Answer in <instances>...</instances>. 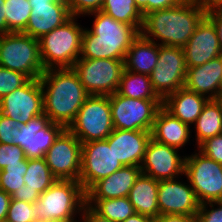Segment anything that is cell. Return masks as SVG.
I'll return each mask as SVG.
<instances>
[{"instance_id":"7c38bea8","label":"cell","mask_w":222,"mask_h":222,"mask_svg":"<svg viewBox=\"0 0 222 222\" xmlns=\"http://www.w3.org/2000/svg\"><path fill=\"white\" fill-rule=\"evenodd\" d=\"M82 143L69 130L64 129L45 154L52 174L61 180H79Z\"/></svg>"},{"instance_id":"f546056e","label":"cell","mask_w":222,"mask_h":222,"mask_svg":"<svg viewBox=\"0 0 222 222\" xmlns=\"http://www.w3.org/2000/svg\"><path fill=\"white\" fill-rule=\"evenodd\" d=\"M101 11L113 19L135 27L139 32L143 25V15L134 0H104Z\"/></svg>"},{"instance_id":"db71d44e","label":"cell","mask_w":222,"mask_h":222,"mask_svg":"<svg viewBox=\"0 0 222 222\" xmlns=\"http://www.w3.org/2000/svg\"><path fill=\"white\" fill-rule=\"evenodd\" d=\"M34 222H47V221H40V220H36V221H34Z\"/></svg>"},{"instance_id":"7a4b0ae2","label":"cell","mask_w":222,"mask_h":222,"mask_svg":"<svg viewBox=\"0 0 222 222\" xmlns=\"http://www.w3.org/2000/svg\"><path fill=\"white\" fill-rule=\"evenodd\" d=\"M44 114L65 129L74 122L79 109L90 96L73 68L46 69L39 78Z\"/></svg>"},{"instance_id":"f907efd6","label":"cell","mask_w":222,"mask_h":222,"mask_svg":"<svg viewBox=\"0 0 222 222\" xmlns=\"http://www.w3.org/2000/svg\"><path fill=\"white\" fill-rule=\"evenodd\" d=\"M57 1H58V0H29L31 6H32L33 4L54 3V2H57Z\"/></svg>"},{"instance_id":"7402d4cb","label":"cell","mask_w":222,"mask_h":222,"mask_svg":"<svg viewBox=\"0 0 222 222\" xmlns=\"http://www.w3.org/2000/svg\"><path fill=\"white\" fill-rule=\"evenodd\" d=\"M139 166H123L111 175L94 183L85 193L86 199H113L128 197L137 177Z\"/></svg>"},{"instance_id":"e0dca14e","label":"cell","mask_w":222,"mask_h":222,"mask_svg":"<svg viewBox=\"0 0 222 222\" xmlns=\"http://www.w3.org/2000/svg\"><path fill=\"white\" fill-rule=\"evenodd\" d=\"M177 179L160 180L158 186V208L160 215L179 214L196 216L200 209L195 191L190 184Z\"/></svg>"},{"instance_id":"d590c367","label":"cell","mask_w":222,"mask_h":222,"mask_svg":"<svg viewBox=\"0 0 222 222\" xmlns=\"http://www.w3.org/2000/svg\"><path fill=\"white\" fill-rule=\"evenodd\" d=\"M27 158L17 145L0 143V170L7 165L21 164Z\"/></svg>"},{"instance_id":"1f68e13d","label":"cell","mask_w":222,"mask_h":222,"mask_svg":"<svg viewBox=\"0 0 222 222\" xmlns=\"http://www.w3.org/2000/svg\"><path fill=\"white\" fill-rule=\"evenodd\" d=\"M4 5L7 33L24 32L32 10L29 0H5Z\"/></svg>"},{"instance_id":"5bb4252c","label":"cell","mask_w":222,"mask_h":222,"mask_svg":"<svg viewBox=\"0 0 222 222\" xmlns=\"http://www.w3.org/2000/svg\"><path fill=\"white\" fill-rule=\"evenodd\" d=\"M113 147L106 140L82 143L79 182L86 192L94 183L122 168Z\"/></svg>"},{"instance_id":"bcb514c9","label":"cell","mask_w":222,"mask_h":222,"mask_svg":"<svg viewBox=\"0 0 222 222\" xmlns=\"http://www.w3.org/2000/svg\"><path fill=\"white\" fill-rule=\"evenodd\" d=\"M11 199L9 194L0 189V221L6 220Z\"/></svg>"},{"instance_id":"603a6c76","label":"cell","mask_w":222,"mask_h":222,"mask_svg":"<svg viewBox=\"0 0 222 222\" xmlns=\"http://www.w3.org/2000/svg\"><path fill=\"white\" fill-rule=\"evenodd\" d=\"M208 100L207 96L181 87L176 92L167 95L162 100V106L181 122L190 126L195 124Z\"/></svg>"},{"instance_id":"836d02e7","label":"cell","mask_w":222,"mask_h":222,"mask_svg":"<svg viewBox=\"0 0 222 222\" xmlns=\"http://www.w3.org/2000/svg\"><path fill=\"white\" fill-rule=\"evenodd\" d=\"M8 222H34L35 203L11 199L6 217Z\"/></svg>"},{"instance_id":"681fc988","label":"cell","mask_w":222,"mask_h":222,"mask_svg":"<svg viewBox=\"0 0 222 222\" xmlns=\"http://www.w3.org/2000/svg\"><path fill=\"white\" fill-rule=\"evenodd\" d=\"M199 1L202 2L207 9L211 7L222 6V0H199Z\"/></svg>"},{"instance_id":"74e56055","label":"cell","mask_w":222,"mask_h":222,"mask_svg":"<svg viewBox=\"0 0 222 222\" xmlns=\"http://www.w3.org/2000/svg\"><path fill=\"white\" fill-rule=\"evenodd\" d=\"M207 205L211 207L210 210ZM196 222H222V200L201 203L196 215Z\"/></svg>"},{"instance_id":"6da1fadb","label":"cell","mask_w":222,"mask_h":222,"mask_svg":"<svg viewBox=\"0 0 222 222\" xmlns=\"http://www.w3.org/2000/svg\"><path fill=\"white\" fill-rule=\"evenodd\" d=\"M206 10L199 0H184L176 6L148 12L143 16L140 34L148 40L161 41L159 45L184 47Z\"/></svg>"},{"instance_id":"f35d334b","label":"cell","mask_w":222,"mask_h":222,"mask_svg":"<svg viewBox=\"0 0 222 222\" xmlns=\"http://www.w3.org/2000/svg\"><path fill=\"white\" fill-rule=\"evenodd\" d=\"M197 148L206 157L222 164V134L205 140Z\"/></svg>"},{"instance_id":"8d00e7d4","label":"cell","mask_w":222,"mask_h":222,"mask_svg":"<svg viewBox=\"0 0 222 222\" xmlns=\"http://www.w3.org/2000/svg\"><path fill=\"white\" fill-rule=\"evenodd\" d=\"M71 16L90 15V13L100 11L104 0H67ZM79 15V16H78Z\"/></svg>"},{"instance_id":"3957f363","label":"cell","mask_w":222,"mask_h":222,"mask_svg":"<svg viewBox=\"0 0 222 222\" xmlns=\"http://www.w3.org/2000/svg\"><path fill=\"white\" fill-rule=\"evenodd\" d=\"M90 14H93L95 19L92 29L83 30L79 58L124 61L128 49L140 32L101 10Z\"/></svg>"},{"instance_id":"44dd1931","label":"cell","mask_w":222,"mask_h":222,"mask_svg":"<svg viewBox=\"0 0 222 222\" xmlns=\"http://www.w3.org/2000/svg\"><path fill=\"white\" fill-rule=\"evenodd\" d=\"M222 55L203 65L187 68L184 87L209 99H220Z\"/></svg>"},{"instance_id":"4316f807","label":"cell","mask_w":222,"mask_h":222,"mask_svg":"<svg viewBox=\"0 0 222 222\" xmlns=\"http://www.w3.org/2000/svg\"><path fill=\"white\" fill-rule=\"evenodd\" d=\"M195 126L197 146L209 138L222 134V100L209 99L203 106Z\"/></svg>"},{"instance_id":"f1b7e54d","label":"cell","mask_w":222,"mask_h":222,"mask_svg":"<svg viewBox=\"0 0 222 222\" xmlns=\"http://www.w3.org/2000/svg\"><path fill=\"white\" fill-rule=\"evenodd\" d=\"M86 204L100 216L113 222H122L136 213L128 197L86 199Z\"/></svg>"},{"instance_id":"277c9868","label":"cell","mask_w":222,"mask_h":222,"mask_svg":"<svg viewBox=\"0 0 222 222\" xmlns=\"http://www.w3.org/2000/svg\"><path fill=\"white\" fill-rule=\"evenodd\" d=\"M86 193L79 181L57 179L35 202V218L47 222H77Z\"/></svg>"},{"instance_id":"ab89813d","label":"cell","mask_w":222,"mask_h":222,"mask_svg":"<svg viewBox=\"0 0 222 222\" xmlns=\"http://www.w3.org/2000/svg\"><path fill=\"white\" fill-rule=\"evenodd\" d=\"M19 127L17 121L0 113V143L13 144V137Z\"/></svg>"},{"instance_id":"484cf974","label":"cell","mask_w":222,"mask_h":222,"mask_svg":"<svg viewBox=\"0 0 222 222\" xmlns=\"http://www.w3.org/2000/svg\"><path fill=\"white\" fill-rule=\"evenodd\" d=\"M159 56V43L143 37L141 34L132 42L125 59V70L150 75Z\"/></svg>"},{"instance_id":"816d5d0a","label":"cell","mask_w":222,"mask_h":222,"mask_svg":"<svg viewBox=\"0 0 222 222\" xmlns=\"http://www.w3.org/2000/svg\"><path fill=\"white\" fill-rule=\"evenodd\" d=\"M220 99L222 100V82H221V86H220Z\"/></svg>"},{"instance_id":"ee69618b","label":"cell","mask_w":222,"mask_h":222,"mask_svg":"<svg viewBox=\"0 0 222 222\" xmlns=\"http://www.w3.org/2000/svg\"><path fill=\"white\" fill-rule=\"evenodd\" d=\"M83 212V213H82ZM81 222H113L107 218L100 216L89 205L85 204L82 209Z\"/></svg>"},{"instance_id":"8992f818","label":"cell","mask_w":222,"mask_h":222,"mask_svg":"<svg viewBox=\"0 0 222 222\" xmlns=\"http://www.w3.org/2000/svg\"><path fill=\"white\" fill-rule=\"evenodd\" d=\"M0 66L39 79L45 71L39 40L23 32L4 34L0 41Z\"/></svg>"},{"instance_id":"ffe728a7","label":"cell","mask_w":222,"mask_h":222,"mask_svg":"<svg viewBox=\"0 0 222 222\" xmlns=\"http://www.w3.org/2000/svg\"><path fill=\"white\" fill-rule=\"evenodd\" d=\"M31 8L30 18L23 33L36 39L61 26L71 17L67 0L33 4Z\"/></svg>"},{"instance_id":"ba28073f","label":"cell","mask_w":222,"mask_h":222,"mask_svg":"<svg viewBox=\"0 0 222 222\" xmlns=\"http://www.w3.org/2000/svg\"><path fill=\"white\" fill-rule=\"evenodd\" d=\"M89 95L109 96L117 92L125 70L124 61L79 58L72 67Z\"/></svg>"},{"instance_id":"30bf717a","label":"cell","mask_w":222,"mask_h":222,"mask_svg":"<svg viewBox=\"0 0 222 222\" xmlns=\"http://www.w3.org/2000/svg\"><path fill=\"white\" fill-rule=\"evenodd\" d=\"M184 174L200 203L222 200V164L201 152L185 156Z\"/></svg>"},{"instance_id":"d6a6232c","label":"cell","mask_w":222,"mask_h":222,"mask_svg":"<svg viewBox=\"0 0 222 222\" xmlns=\"http://www.w3.org/2000/svg\"><path fill=\"white\" fill-rule=\"evenodd\" d=\"M27 170V159L21 164L7 165L0 170V189L10 196L25 185L23 175Z\"/></svg>"},{"instance_id":"d6986e66","label":"cell","mask_w":222,"mask_h":222,"mask_svg":"<svg viewBox=\"0 0 222 222\" xmlns=\"http://www.w3.org/2000/svg\"><path fill=\"white\" fill-rule=\"evenodd\" d=\"M151 132L114 129L105 139L123 166H141Z\"/></svg>"},{"instance_id":"9c48e42d","label":"cell","mask_w":222,"mask_h":222,"mask_svg":"<svg viewBox=\"0 0 222 222\" xmlns=\"http://www.w3.org/2000/svg\"><path fill=\"white\" fill-rule=\"evenodd\" d=\"M109 100L114 129L151 132L162 107V100L133 99L117 92L109 95Z\"/></svg>"},{"instance_id":"f6af8a7d","label":"cell","mask_w":222,"mask_h":222,"mask_svg":"<svg viewBox=\"0 0 222 222\" xmlns=\"http://www.w3.org/2000/svg\"><path fill=\"white\" fill-rule=\"evenodd\" d=\"M153 222H196V216L179 214L159 215L153 219Z\"/></svg>"},{"instance_id":"52a82bcc","label":"cell","mask_w":222,"mask_h":222,"mask_svg":"<svg viewBox=\"0 0 222 222\" xmlns=\"http://www.w3.org/2000/svg\"><path fill=\"white\" fill-rule=\"evenodd\" d=\"M68 129L81 143L105 140L114 130L109 96L90 95Z\"/></svg>"},{"instance_id":"4fadbf2b","label":"cell","mask_w":222,"mask_h":222,"mask_svg":"<svg viewBox=\"0 0 222 222\" xmlns=\"http://www.w3.org/2000/svg\"><path fill=\"white\" fill-rule=\"evenodd\" d=\"M65 128L41 114L20 124L13 137V145H17L25 153L27 159L44 158L55 139Z\"/></svg>"},{"instance_id":"7dc6e473","label":"cell","mask_w":222,"mask_h":222,"mask_svg":"<svg viewBox=\"0 0 222 222\" xmlns=\"http://www.w3.org/2000/svg\"><path fill=\"white\" fill-rule=\"evenodd\" d=\"M5 13L4 1H0V32L3 34L7 33V21Z\"/></svg>"},{"instance_id":"4dcf8cb0","label":"cell","mask_w":222,"mask_h":222,"mask_svg":"<svg viewBox=\"0 0 222 222\" xmlns=\"http://www.w3.org/2000/svg\"><path fill=\"white\" fill-rule=\"evenodd\" d=\"M25 186L42 194L57 178L52 174L45 158L27 159V170L23 175Z\"/></svg>"},{"instance_id":"d4e9b609","label":"cell","mask_w":222,"mask_h":222,"mask_svg":"<svg viewBox=\"0 0 222 222\" xmlns=\"http://www.w3.org/2000/svg\"><path fill=\"white\" fill-rule=\"evenodd\" d=\"M158 186V180L140 173L128 195L136 213L149 216L152 219L160 215L157 200Z\"/></svg>"},{"instance_id":"2e32d148","label":"cell","mask_w":222,"mask_h":222,"mask_svg":"<svg viewBox=\"0 0 222 222\" xmlns=\"http://www.w3.org/2000/svg\"><path fill=\"white\" fill-rule=\"evenodd\" d=\"M185 159L179 156L178 149L151 138L140 166L141 173L158 181L176 179L179 174L184 175Z\"/></svg>"},{"instance_id":"83f0119b","label":"cell","mask_w":222,"mask_h":222,"mask_svg":"<svg viewBox=\"0 0 222 222\" xmlns=\"http://www.w3.org/2000/svg\"><path fill=\"white\" fill-rule=\"evenodd\" d=\"M117 93L133 99L162 100L152 88L150 76L124 70Z\"/></svg>"},{"instance_id":"f5cc1de1","label":"cell","mask_w":222,"mask_h":222,"mask_svg":"<svg viewBox=\"0 0 222 222\" xmlns=\"http://www.w3.org/2000/svg\"><path fill=\"white\" fill-rule=\"evenodd\" d=\"M3 35H4V34L0 32V41H1V38L3 37Z\"/></svg>"},{"instance_id":"e575fe53","label":"cell","mask_w":222,"mask_h":222,"mask_svg":"<svg viewBox=\"0 0 222 222\" xmlns=\"http://www.w3.org/2000/svg\"><path fill=\"white\" fill-rule=\"evenodd\" d=\"M29 80L30 78L21 72L0 66V99L25 85Z\"/></svg>"},{"instance_id":"ac0fdd59","label":"cell","mask_w":222,"mask_h":222,"mask_svg":"<svg viewBox=\"0 0 222 222\" xmlns=\"http://www.w3.org/2000/svg\"><path fill=\"white\" fill-rule=\"evenodd\" d=\"M187 68L203 65L222 55L214 24L205 16L183 47Z\"/></svg>"},{"instance_id":"cb8c5ba5","label":"cell","mask_w":222,"mask_h":222,"mask_svg":"<svg viewBox=\"0 0 222 222\" xmlns=\"http://www.w3.org/2000/svg\"><path fill=\"white\" fill-rule=\"evenodd\" d=\"M190 133L189 125L181 122L162 106L156 115L151 138L159 143L180 149L189 141Z\"/></svg>"},{"instance_id":"7bdbcfd3","label":"cell","mask_w":222,"mask_h":222,"mask_svg":"<svg viewBox=\"0 0 222 222\" xmlns=\"http://www.w3.org/2000/svg\"><path fill=\"white\" fill-rule=\"evenodd\" d=\"M40 196L38 191L30 190L25 185H22L19 189H17L12 195V199L26 201L29 203H35Z\"/></svg>"},{"instance_id":"60d3db41","label":"cell","mask_w":222,"mask_h":222,"mask_svg":"<svg viewBox=\"0 0 222 222\" xmlns=\"http://www.w3.org/2000/svg\"><path fill=\"white\" fill-rule=\"evenodd\" d=\"M136 6L141 10L144 16L148 12L154 10H161L176 6L182 3L184 0H134Z\"/></svg>"},{"instance_id":"c3c4849f","label":"cell","mask_w":222,"mask_h":222,"mask_svg":"<svg viewBox=\"0 0 222 222\" xmlns=\"http://www.w3.org/2000/svg\"><path fill=\"white\" fill-rule=\"evenodd\" d=\"M122 222H153V219L149 216L135 213Z\"/></svg>"},{"instance_id":"b9f144b4","label":"cell","mask_w":222,"mask_h":222,"mask_svg":"<svg viewBox=\"0 0 222 222\" xmlns=\"http://www.w3.org/2000/svg\"><path fill=\"white\" fill-rule=\"evenodd\" d=\"M206 17L214 24L219 45L222 49V6L208 8L206 10Z\"/></svg>"},{"instance_id":"8fae6325","label":"cell","mask_w":222,"mask_h":222,"mask_svg":"<svg viewBox=\"0 0 222 222\" xmlns=\"http://www.w3.org/2000/svg\"><path fill=\"white\" fill-rule=\"evenodd\" d=\"M186 72L183 47L159 45L158 61L149 76L153 90L162 100L184 87Z\"/></svg>"},{"instance_id":"5b68a950","label":"cell","mask_w":222,"mask_h":222,"mask_svg":"<svg viewBox=\"0 0 222 222\" xmlns=\"http://www.w3.org/2000/svg\"><path fill=\"white\" fill-rule=\"evenodd\" d=\"M71 16L61 26L39 40L40 57L44 69L72 68L81 55L83 28ZM81 26V27H80Z\"/></svg>"},{"instance_id":"9a60e30c","label":"cell","mask_w":222,"mask_h":222,"mask_svg":"<svg viewBox=\"0 0 222 222\" xmlns=\"http://www.w3.org/2000/svg\"><path fill=\"white\" fill-rule=\"evenodd\" d=\"M0 113L19 124L44 114L43 92L39 79H30L25 85L0 99Z\"/></svg>"}]
</instances>
